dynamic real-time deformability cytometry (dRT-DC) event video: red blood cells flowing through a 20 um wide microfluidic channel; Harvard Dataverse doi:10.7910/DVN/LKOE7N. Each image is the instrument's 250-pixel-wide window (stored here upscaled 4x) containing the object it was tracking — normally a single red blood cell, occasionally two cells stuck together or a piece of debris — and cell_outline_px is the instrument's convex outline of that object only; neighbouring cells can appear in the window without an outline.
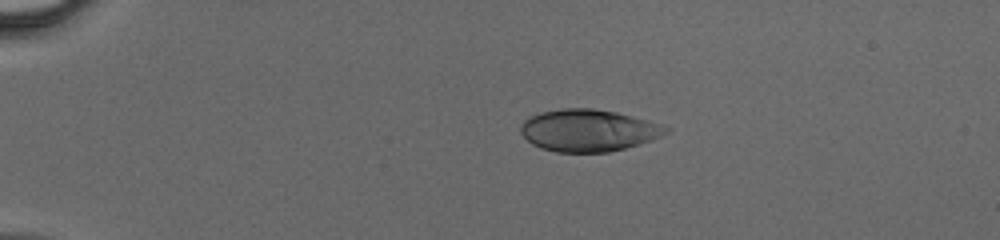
{"species": "human", "species_latin": "Homo sapiens", "temperature_condition": "cold", "stored_images_in_passage": 37, "camera_frame_rate_fps": 3000, "um_per_image_px": 0.085, "donor": {"sex": "male"}, "frame": {"image": 1, "passage_image": 1, "time_ms": 0.0, "image_size_px": [1000, 240], "cell_outline_px": [[672, 128], [668, 132], [652, 140], [640, 144], [608, 152], [556, 152], [540, 148], [532, 144], [520, 132], [520, 128], [524, 120], [540, 112], [564, 108], [592, 108], [616, 112], [660, 124]], "centroid_in_image_um": [50.01, 11.09], "position_along_channel_um": 35.0, "area_um2": 35.43}}
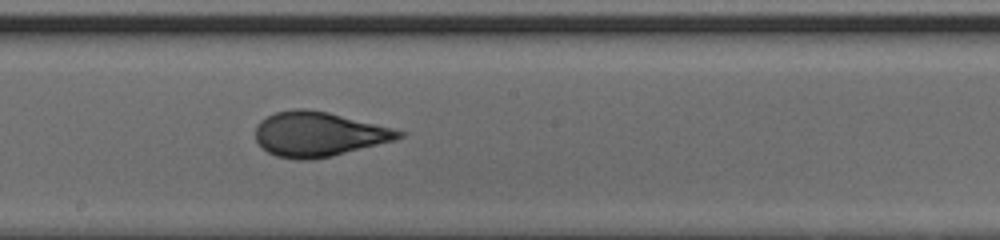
{"frame": {"image": 2, "passage_image": 18, "time_ms": 5.667, "image_size_px": [1000, 240], "cell_outline_px": [[408, 132], [404, 136], [396, 140], [332, 156], [312, 160], [296, 160], [276, 156], [268, 152], [256, 140], [256, 124], [260, 120], [276, 112], [296, 108], [304, 108], [328, 112], [396, 128]], "centroid_in_image_um": [27.13, 11.4], "position_along_channel_um": 221.1, "area_um2": 37.63}}
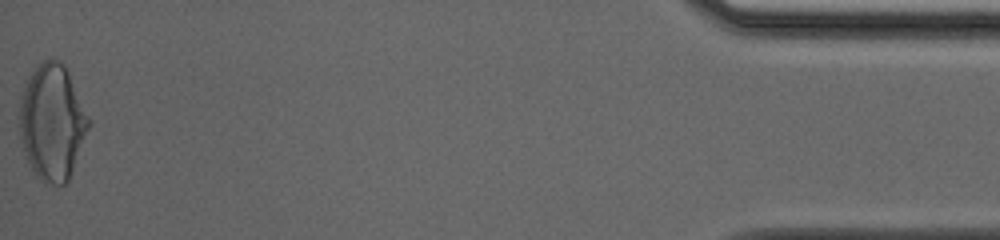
{"frame": {"image": 3, "passage_image": 37, "time_ms": 12.0, "image_size_px": [1000, 240], "cell_outline_px": [[92, 124], [68, 180], [64, 184], [44, 184], [36, 176], [28, 160], [20, 136], [20, 96], [28, 76], [36, 64], [44, 60], [60, 60], [64, 64], [92, 120]], "centroid_in_image_um": [4.46, 10.37], "position_along_channel_um": 430.7, "area_um2": 46.93}}